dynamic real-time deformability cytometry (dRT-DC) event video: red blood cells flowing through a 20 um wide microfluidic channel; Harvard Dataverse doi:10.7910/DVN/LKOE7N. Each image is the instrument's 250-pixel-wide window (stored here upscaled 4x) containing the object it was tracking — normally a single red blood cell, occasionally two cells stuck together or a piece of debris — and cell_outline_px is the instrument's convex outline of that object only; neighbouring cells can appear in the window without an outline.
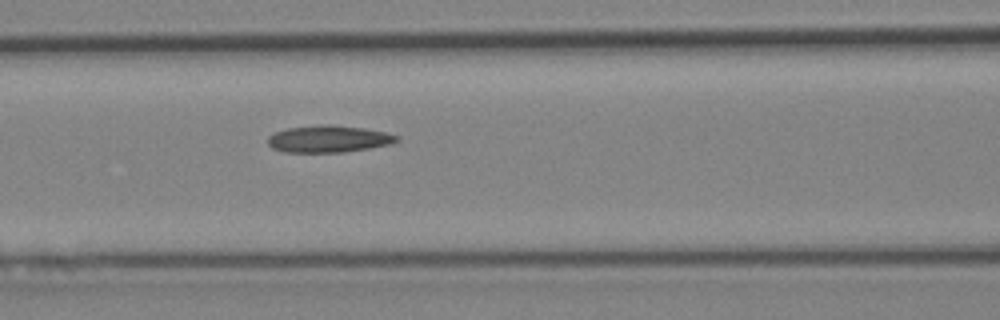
{"species": "Egyptian fruit bat (a non-hibernating species)", "species_latin": "Rousettus aegyptiacus", "temperature_condition": "cold", "stored_images_in_passage": 6, "camera_frame_rate_fps": 3000, "um_per_image_px": 0.085, "animal": {"sex": "female"}, "frame": {"image": 1, "passage_image": 6, "time_ms": 6.667, "image_size_px": [1000, 320], "cell_outline_px": [[400, 140], [392, 144], [344, 152], [284, 152], [272, 148], [268, 144], [268, 136], [276, 132], [288, 128], [324, 124], [332, 124], [364, 128], [384, 132], [400, 136]], "centroid_in_image_um": [27.95, 11.81], "position_along_channel_um": 138.6, "area_um2": 20.29}}